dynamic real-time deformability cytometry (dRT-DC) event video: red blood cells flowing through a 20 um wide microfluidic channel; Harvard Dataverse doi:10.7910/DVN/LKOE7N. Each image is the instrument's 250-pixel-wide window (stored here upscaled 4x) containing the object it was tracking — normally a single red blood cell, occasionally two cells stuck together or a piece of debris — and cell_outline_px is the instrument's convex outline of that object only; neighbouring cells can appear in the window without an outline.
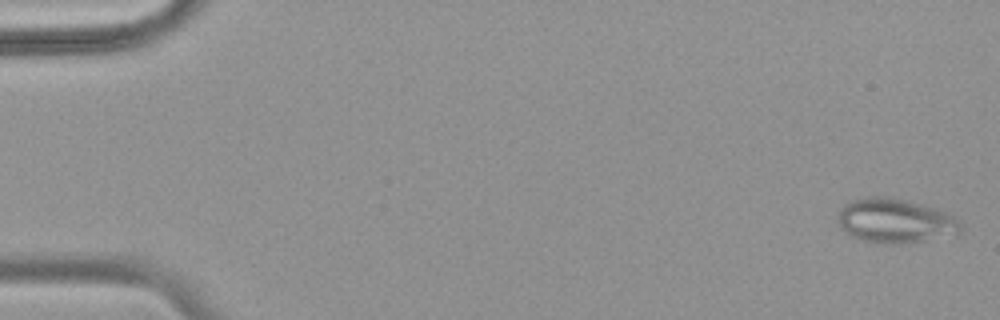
{"species": "common noctule bat (a hibernating species)", "species_latin": "Nyctalus noctula", "temperature_condition": "warm", "stored_images_in_passage": 55, "camera_frame_rate_fps": 3000, "um_per_image_px": 0.085, "animal": {"sex": "female", "body_mass_g": 18.4}, "frame": {"image": 1, "passage_image": 2, "time_ms": 0.333, "image_size_px": [1000, 320], "cell_outline_px": [[960, 232], [920, 240], [892, 244], [888, 244], [864, 240], [852, 236], [836, 220], [840, 208], [844, 204], [868, 196], [884, 196], [904, 200], [936, 208], [956, 216], [960, 224]], "centroid_in_image_um": [76.06, 18.74], "position_along_channel_um": 8.9, "area_um2": 30.92}}
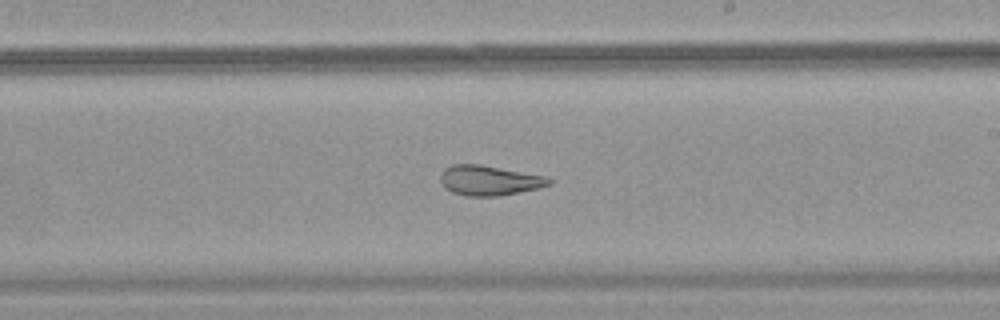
{"frame": {"image": 2, "passage_image": 33, "time_ms": 10.667, "image_size_px": [1000, 320], "cell_outline_px": [[556, 180], [552, 184], [540, 188], [496, 196], [468, 196], [452, 192], [440, 180], [440, 176], [444, 168], [452, 164], [480, 164], [544, 176]], "centroid_in_image_um": [41.62, 15.33], "position_along_channel_um": 247.4, "area_um2": 18.84}}
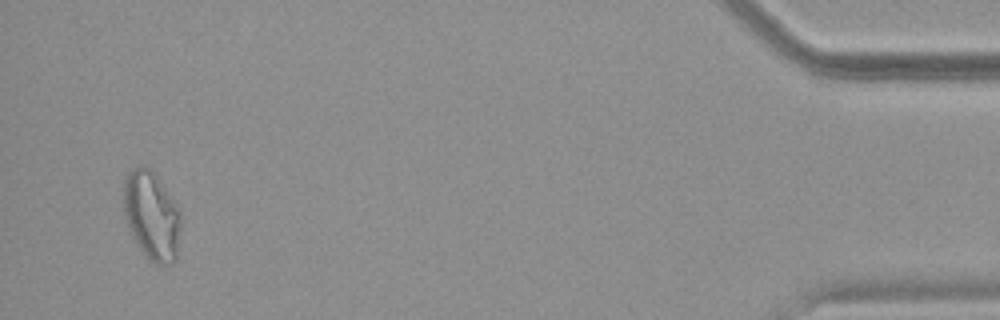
{"frame": {"image": 3, "passage_image": 53, "time_ms": 17.333, "image_size_px": [1000, 320], "cell_outline_px": [[180, 228], [176, 260], [172, 264], [156, 264], [148, 260], [144, 256], [132, 236], [124, 216], [124, 176], [128, 172], [140, 164], [144, 164], [160, 180], [176, 204], [180, 212]], "centroid_in_image_um": [12.88, 18.34], "position_along_channel_um": 422.3, "area_um2": 29.71}, "authors_computed_cell_mechanics": {"area_um2": 25.721, "velocity_mm_per_s": 3.7396, "shape_relaxation_time_tau1_ms": null, "shape_relaxation_time_tau2_ms": 1.6034, "deformation_change_tau1": null, "deformation_change_tau2": 0.0946}}